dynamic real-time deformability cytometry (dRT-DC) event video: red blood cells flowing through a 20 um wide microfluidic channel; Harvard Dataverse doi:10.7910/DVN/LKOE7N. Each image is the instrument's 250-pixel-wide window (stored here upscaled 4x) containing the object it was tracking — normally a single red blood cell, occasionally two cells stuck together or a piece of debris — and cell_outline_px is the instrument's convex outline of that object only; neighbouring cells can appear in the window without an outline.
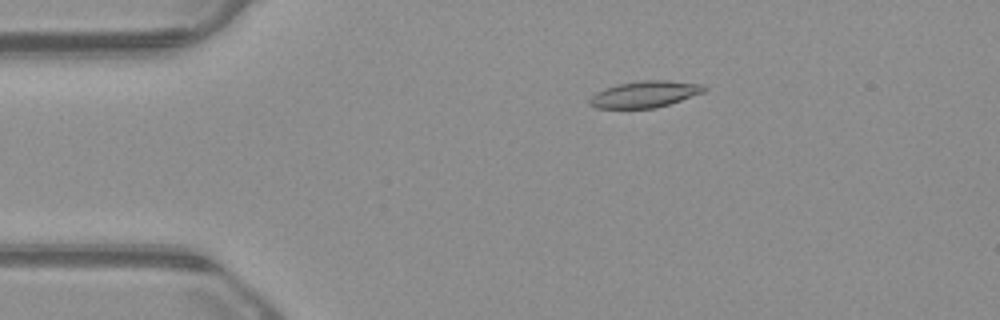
{"species": "common noctule bat (a hibernating species)", "species_latin": "Nyctalus noctula", "temperature_condition": "warm", "stored_images_in_passage": 53, "camera_frame_rate_fps": 3000, "um_per_image_px": 0.085, "animal": {"sex": "male", "body_mass_g": 23.1, "forearm_length_mm": 52.7}, "frame": {"image": 1, "passage_image": 10, "time_ms": 3.0, "image_size_px": [1000, 320], "cell_outline_px": [[708, 88], [704, 92], [656, 108], [596, 108], [588, 104], [588, 100], [596, 92], [616, 84], [644, 80], [668, 80], [704, 84]], "centroid_in_image_um": [54.81, 8.0], "position_along_channel_um": 30.2, "area_um2": 17.69}}
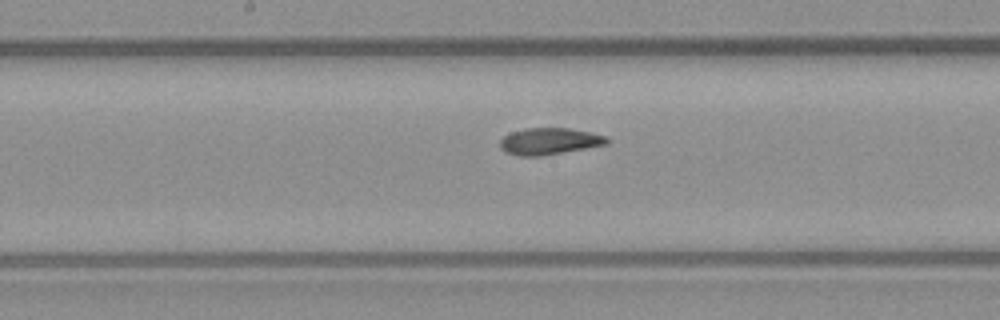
{"frame": {"image": 2, "passage_image": 27, "time_ms": 8.667, "image_size_px": [1000, 320], "cell_outline_px": [[612, 140], [608, 144], [540, 156], [520, 156], [508, 152], [500, 148], [500, 140], [504, 136], [512, 132], [528, 128], [568, 128], [608, 136]], "centroid_in_image_um": [46.74, 12.0], "position_along_channel_um": 201.5, "area_um2": 16.47}}
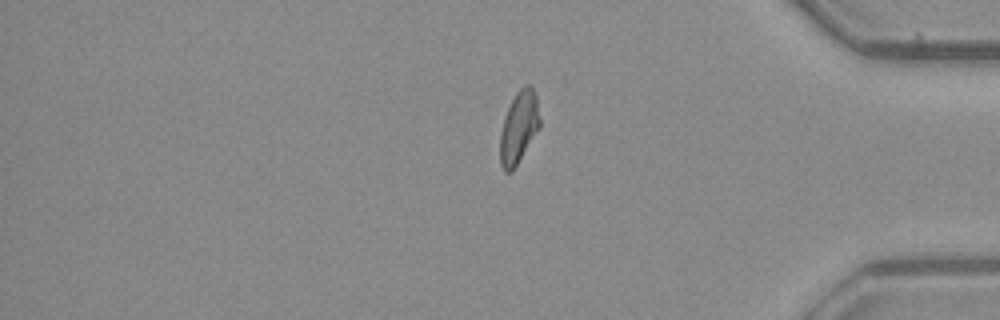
{"frame": {"image": 3, "passage_image": 44, "time_ms": 14.333, "image_size_px": [1000, 320], "cell_outline_px": [[540, 128], [512, 172], [504, 172], [500, 164], [500, 132], [504, 116], [516, 92], [524, 84], [528, 84], [532, 88], [536, 96], [540, 120]], "centroid_in_image_um": [44.09, 10.84], "position_along_channel_um": 391.1, "area_um2": 16.76}, "authors_computed_cell_mechanics": {"area_um2": 17.051, "velocity_mm_per_s": 3.854, "shape_relaxation_time_tau1_ms": null, "shape_relaxation_time_tau2_ms": 3.1247, "deformation_change_tau1": null, "deformation_change_tau2": 0.0907}}